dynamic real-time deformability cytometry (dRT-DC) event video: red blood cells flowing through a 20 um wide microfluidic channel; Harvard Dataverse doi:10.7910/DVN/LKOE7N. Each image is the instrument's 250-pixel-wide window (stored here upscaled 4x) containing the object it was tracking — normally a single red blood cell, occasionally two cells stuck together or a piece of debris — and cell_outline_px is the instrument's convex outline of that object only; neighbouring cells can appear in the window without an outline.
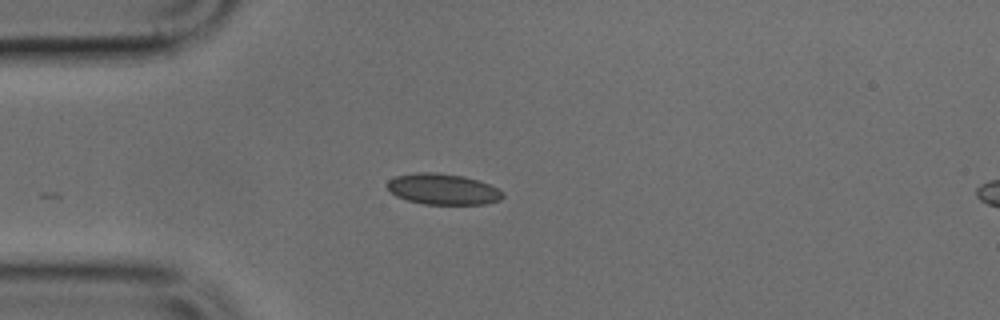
{"species": "common noctule bat (a hibernating species)", "species_latin": "Nyctalus noctula", "temperature_condition": "cold", "stored_images_in_passage": 9, "camera_frame_rate_fps": 3000, "um_per_image_px": 0.085, "animal": {"sex": "male", "body_mass_g": 17.9, "forearm_length_mm": 54.2}, "frame": {"image": 1, "passage_image": 1, "time_ms": 0.0, "image_size_px": [1000, 320], "cell_outline_px": [[504, 196], [500, 200], [484, 204], [424, 204], [408, 200], [396, 196], [388, 188], [388, 180], [396, 176], [416, 172], [440, 172], [464, 176], [488, 184], [504, 192]], "centroid_in_image_um": [37.65, 16.07], "position_along_channel_um": 47.3, "area_um2": 20.75}}